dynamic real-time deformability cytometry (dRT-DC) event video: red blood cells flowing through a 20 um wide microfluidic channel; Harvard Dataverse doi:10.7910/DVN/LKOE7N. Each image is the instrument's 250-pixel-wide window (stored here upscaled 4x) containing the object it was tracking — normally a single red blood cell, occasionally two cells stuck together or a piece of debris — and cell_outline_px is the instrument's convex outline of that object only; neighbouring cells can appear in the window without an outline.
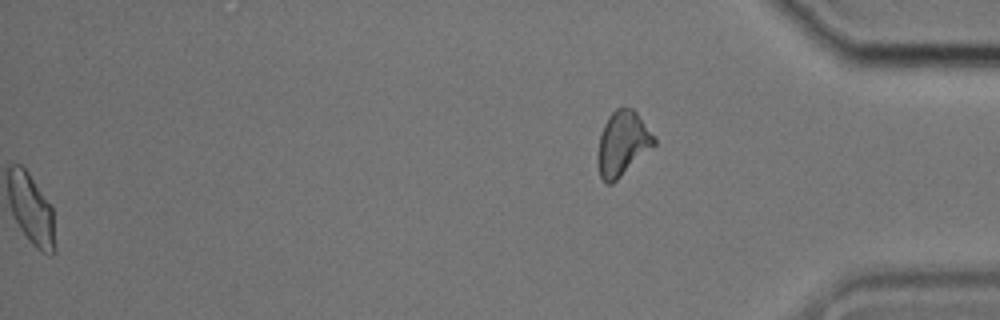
{"species": "common noctule bat (a hibernating species)", "species_latin": "Nyctalus noctula", "temperature_condition": "cold", "stored_images_in_passage": 40, "segment_of_instrument_passage": [2, 2], "camera_frame_rate_fps": 3000, "um_per_image_px": 0.085, "animal": {"sex": "male", "body_mass_g": 17.9, "forearm_length_mm": 54.2}, "frame": {"image": 1, "passage_image": 40, "time_ms": 13.0, "image_size_px": [1000, 320], "cell_outline_px": [[656, 144], [612, 184], [604, 184], [600, 176], [596, 160], [596, 156], [600, 136], [604, 124], [608, 116], [616, 108], [624, 104], [632, 108], [636, 112], [656, 136]], "centroid_in_image_um": [52.9, 12.18], "position_along_channel_um": 382.3, "area_um2": 21.56}}